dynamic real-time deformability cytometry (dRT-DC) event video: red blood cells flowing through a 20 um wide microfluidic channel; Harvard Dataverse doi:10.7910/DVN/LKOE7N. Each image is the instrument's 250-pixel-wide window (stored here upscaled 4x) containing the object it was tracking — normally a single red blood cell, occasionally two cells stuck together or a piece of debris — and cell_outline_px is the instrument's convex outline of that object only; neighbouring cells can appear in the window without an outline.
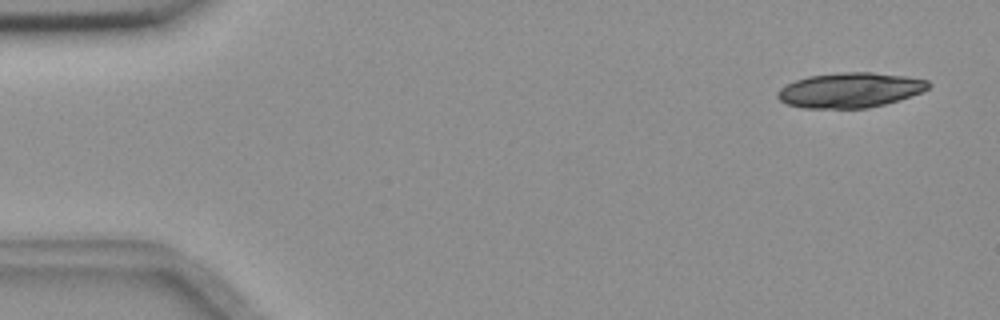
{"species": "common noctule bat (a hibernating species)", "species_latin": "Nyctalus noctula", "temperature_condition": "room temperature", "stored_images_in_passage": 4, "segment_of_instrument_passage": [2, 2], "camera_frame_rate_fps": 3000, "um_per_image_px": 0.085, "animal": {"sex": "female", "body_mass_g": 18.4}, "frame": {"image": 1, "passage_image": 4, "time_ms": 1.0, "image_size_px": [1000, 320], "cell_outline_px": [[932, 84], [928, 88], [920, 92], [900, 100], [868, 108], [804, 108], [788, 104], [780, 100], [776, 96], [776, 92], [780, 88], [796, 80], [808, 76], [844, 72], [872, 72], [904, 76], [928, 80]], "centroid_in_image_um": [72.25, 7.66], "position_along_channel_um": 12.7, "area_um2": 30.63}}